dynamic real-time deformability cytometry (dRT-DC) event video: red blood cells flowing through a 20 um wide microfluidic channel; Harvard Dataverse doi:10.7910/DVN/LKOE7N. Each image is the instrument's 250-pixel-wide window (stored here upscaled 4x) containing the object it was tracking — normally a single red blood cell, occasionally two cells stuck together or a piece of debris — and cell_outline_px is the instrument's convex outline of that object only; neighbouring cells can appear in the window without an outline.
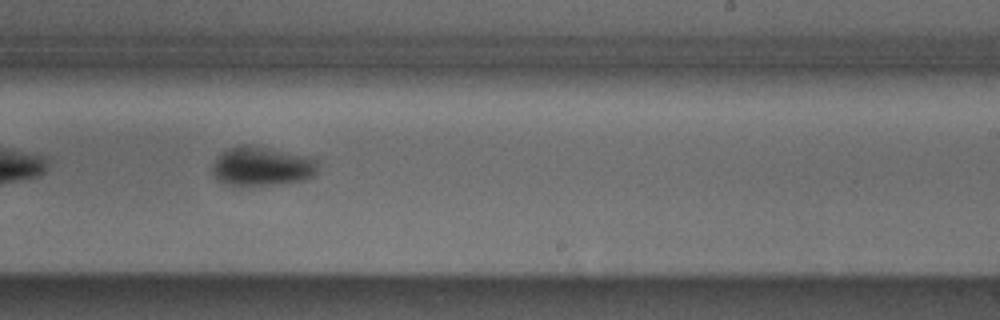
{"species": "Egyptian fruit bat (a non-hibernating species)", "species_latin": "Rousettus aegyptiacus", "temperature_condition": "cold", "stored_images_in_passage": 31, "camera_frame_rate_fps": 3000, "um_per_image_px": 0.085, "animal": {"sex": "male"}, "frame": {"image": 1, "passage_image": 18, "time_ms": 5.667, "image_size_px": [1000, 320], "cell_outline_px": [[316, 172], [312, 176], [304, 180], [272, 184], [224, 184], [212, 172], [212, 164], [216, 156], [228, 148], [240, 144], [256, 144], [316, 160]], "centroid_in_image_um": [22.19, 14.1], "position_along_channel_um": 266.8, "area_um2": 23.64}, "authors_computed_cell_mechanics": {"area_um2": 24.2182, "velocity_mm_per_s": 3.8759, "shape_relaxation_time_tau1_ms": 2.5937, "shape_relaxation_time_tau2_ms": null, "deformation_change_tau1": 0.1034, "deformation_change_tau2": null}}